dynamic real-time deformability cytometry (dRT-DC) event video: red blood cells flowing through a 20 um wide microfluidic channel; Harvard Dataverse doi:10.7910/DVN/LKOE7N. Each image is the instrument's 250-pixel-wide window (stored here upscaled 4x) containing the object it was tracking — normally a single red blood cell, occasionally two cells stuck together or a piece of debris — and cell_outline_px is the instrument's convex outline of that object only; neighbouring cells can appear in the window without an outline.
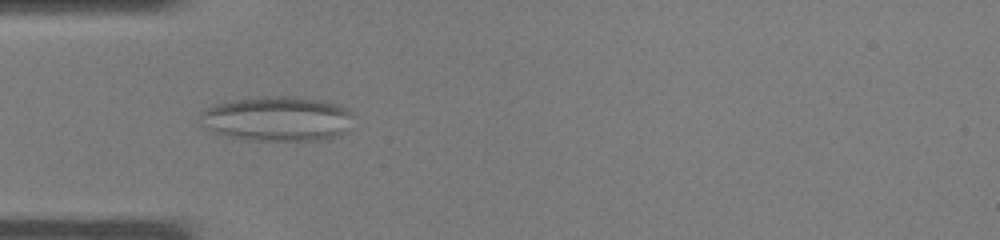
{"species": "common noctule bat (a hibernating species)", "species_latin": "Nyctalus noctula", "temperature_condition": "warm", "stored_images_in_passage": 29, "camera_frame_rate_fps": 3000, "um_per_image_px": 0.085, "animal": {"sex": "male", "body_mass_g": 19.0, "forearm_length_mm": 50.8}, "frame": {"image": 1, "passage_image": 3, "time_ms": 0.667, "image_size_px": [1000, 240], "cell_outline_px": [[356, 116], [344, 132], [336, 136], [316, 140], [252, 140], [228, 136], [212, 132], [200, 124], [196, 120], [200, 112], [216, 104], [232, 100], [264, 96], [292, 96], [320, 100], [340, 104], [348, 108]], "centroid_in_image_um": [23.56, 10.08], "position_along_channel_um": 61.4, "area_um2": 40.34}}
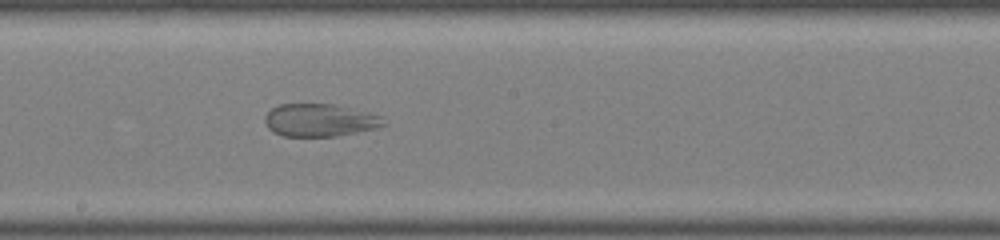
{"frame": {"image": 2, "passage_image": 12, "time_ms": 3.667, "image_size_px": [1000, 240], "cell_outline_px": [[388, 124], [376, 128], [336, 136], [284, 136], [272, 132], [264, 124], [264, 116], [272, 108], [280, 104], [332, 104], [384, 116]], "centroid_in_image_um": [27.18, 10.22], "position_along_channel_um": 221.0, "area_um2": 22.72}}
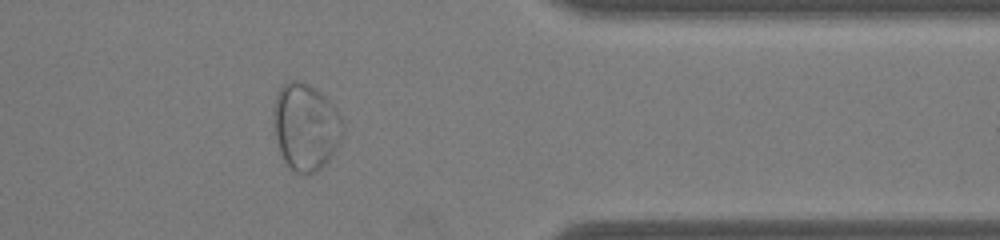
{"frame": {"image": 3, "passage_image": 22, "time_ms": 7.0, "image_size_px": [1000, 240], "cell_outline_px": [[344, 132], [336, 148], [328, 160], [320, 168], [312, 172], [296, 172], [284, 160], [280, 152], [272, 124], [272, 112], [276, 96], [280, 88], [288, 80], [296, 80], [308, 84], [316, 88], [336, 108], [344, 124]], "centroid_in_image_um": [25.97, 10.73], "position_along_channel_um": 385.4, "area_um2": 34.97}}